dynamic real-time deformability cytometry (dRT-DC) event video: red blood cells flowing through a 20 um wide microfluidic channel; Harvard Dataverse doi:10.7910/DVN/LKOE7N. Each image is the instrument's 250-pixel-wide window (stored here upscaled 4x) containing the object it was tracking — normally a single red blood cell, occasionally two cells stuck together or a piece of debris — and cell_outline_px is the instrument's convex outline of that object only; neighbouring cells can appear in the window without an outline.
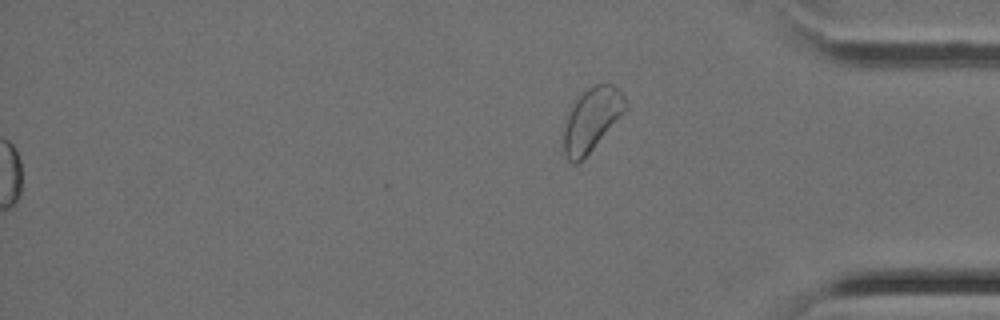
{"species": "Egyptian fruit bat (a non-hibernating species)", "species_latin": "Rousettus aegyptiacus", "temperature_condition": "cold", "stored_images_in_passage": 29, "segment_of_instrument_passage": [2, 2], "camera_frame_rate_fps": 3000, "um_per_image_px": 0.085, "animal": {"sex": "female"}, "frame": {"image": 1, "passage_image": 29, "time_ms": 9.333, "image_size_px": [1000, 320], "cell_outline_px": [[628, 108], [592, 148], [576, 164], [572, 164], [564, 156], [564, 128], [568, 116], [576, 100], [588, 88], [596, 84], [612, 84], [624, 96], [628, 104]], "centroid_in_image_um": [50.3, 10.15], "position_along_channel_um": 384.9, "area_um2": 22.02}}